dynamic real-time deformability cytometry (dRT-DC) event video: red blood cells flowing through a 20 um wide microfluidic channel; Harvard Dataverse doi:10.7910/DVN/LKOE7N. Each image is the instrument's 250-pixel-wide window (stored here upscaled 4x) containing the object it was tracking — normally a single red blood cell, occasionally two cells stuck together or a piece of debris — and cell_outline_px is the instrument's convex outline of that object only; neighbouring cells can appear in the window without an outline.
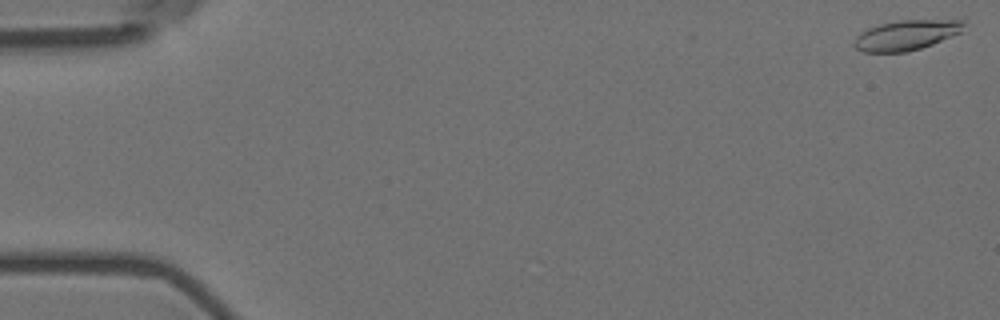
{"species": "Egyptian fruit bat (a non-hibernating species)", "species_latin": "Rousettus aegyptiacus", "temperature_condition": "room temperature", "stored_images_in_passage": 57, "camera_frame_rate_fps": 3000, "um_per_image_px": 0.085, "animal": {"sex": "female"}, "frame": {"image": 1, "passage_image": 1, "time_ms": 0.0, "image_size_px": [1000, 320], "cell_outline_px": [[964, 24], [960, 32], [952, 36], [932, 44], [920, 48], [904, 52], [864, 52], [856, 48], [852, 44], [856, 36], [860, 32], [868, 28], [880, 24], [900, 20], [964, 20]], "centroid_in_image_um": [76.99, 2.99], "position_along_channel_um": 8.0, "area_um2": 19.02}}
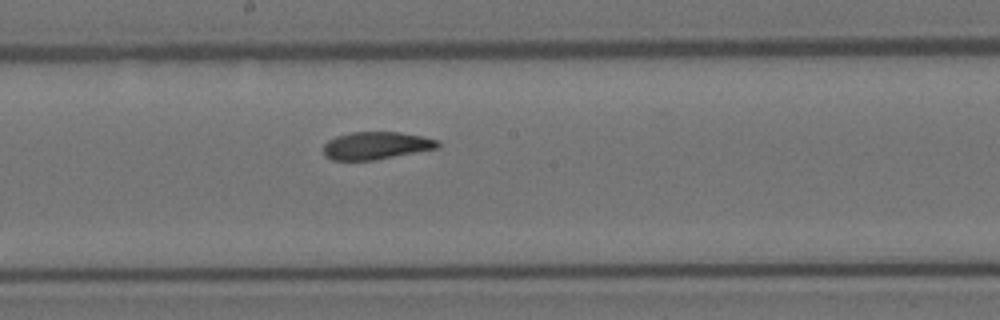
{"frame": {"image": 2, "passage_image": 31, "time_ms": 10.0, "image_size_px": [1000, 320], "cell_outline_px": [[440, 148], [372, 160], [332, 160], [324, 156], [324, 144], [328, 140], [336, 136], [352, 132], [400, 132], [440, 140]], "centroid_in_image_um": [31.98, 12.37], "position_along_channel_um": 216.2, "area_um2": 18.38}}
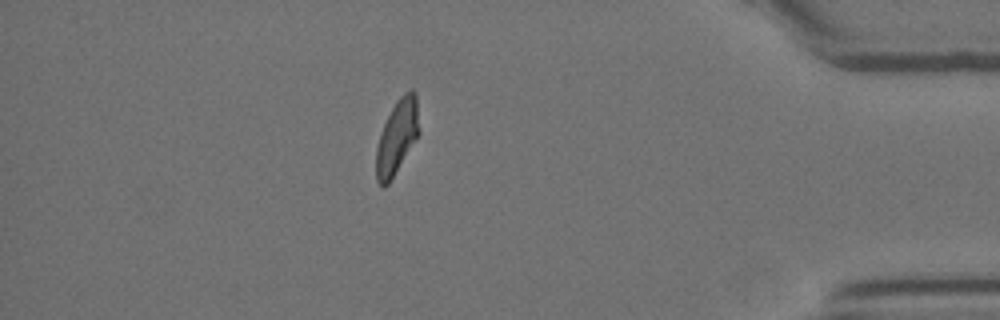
{"frame": {"image": 3, "passage_image": 50, "time_ms": 16.333, "image_size_px": [1000, 320], "cell_outline_px": [[420, 132], [416, 140], [388, 184], [384, 188], [376, 180], [376, 148], [380, 132], [396, 100], [404, 92], [412, 88], [416, 92], [420, 128]], "centroid_in_image_um": [33.76, 11.6], "position_along_channel_um": 401.4, "area_um2": 18.73}, "authors_computed_cell_mechanics": {"area_um2": 18.9584, "velocity_mm_per_s": 3.571, "shape_relaxation_time_tau1_ms": 5.7995, "shape_relaxation_time_tau2_ms": 2.4143, "deformation_change_tau1": 0.1905, "deformation_change_tau2": 0.0801}}